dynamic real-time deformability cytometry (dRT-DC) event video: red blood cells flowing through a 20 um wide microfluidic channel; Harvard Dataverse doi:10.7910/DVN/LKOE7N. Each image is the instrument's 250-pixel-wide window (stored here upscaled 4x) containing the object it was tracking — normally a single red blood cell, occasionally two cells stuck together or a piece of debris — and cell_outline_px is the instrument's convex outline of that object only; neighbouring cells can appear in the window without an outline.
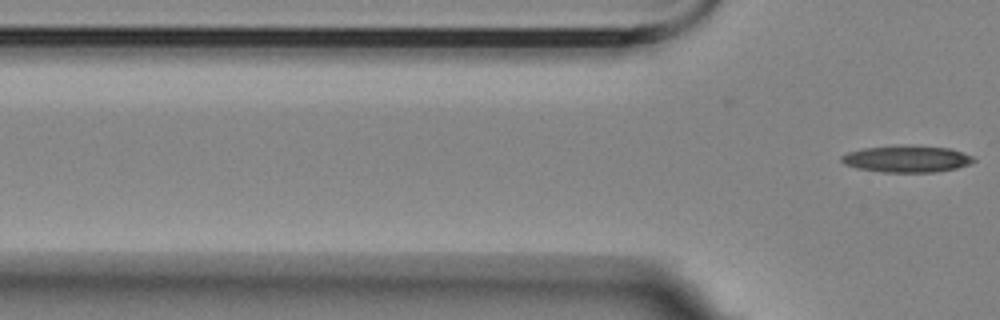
{"species": "Egyptian fruit bat (a non-hibernating species)", "species_latin": "Rousettus aegyptiacus", "temperature_condition": "room temperature", "stored_images_in_passage": 3, "camera_frame_rate_fps": 3000, "um_per_image_px": 0.085, "animal": {"sex": "female"}, "frame": {"image": 1, "passage_image": 3, "time_ms": 4.0, "image_size_px": [1000, 320], "cell_outline_px": [[976, 160], [968, 164], [956, 168], [936, 172], [884, 172], [856, 168], [844, 164], [840, 160], [840, 156], [848, 152], [864, 148], [900, 144], [912, 144], [952, 148], [976, 156]], "centroid_in_image_um": [77.11, 13.48], "position_along_channel_um": 48.7, "area_um2": 21.15}}